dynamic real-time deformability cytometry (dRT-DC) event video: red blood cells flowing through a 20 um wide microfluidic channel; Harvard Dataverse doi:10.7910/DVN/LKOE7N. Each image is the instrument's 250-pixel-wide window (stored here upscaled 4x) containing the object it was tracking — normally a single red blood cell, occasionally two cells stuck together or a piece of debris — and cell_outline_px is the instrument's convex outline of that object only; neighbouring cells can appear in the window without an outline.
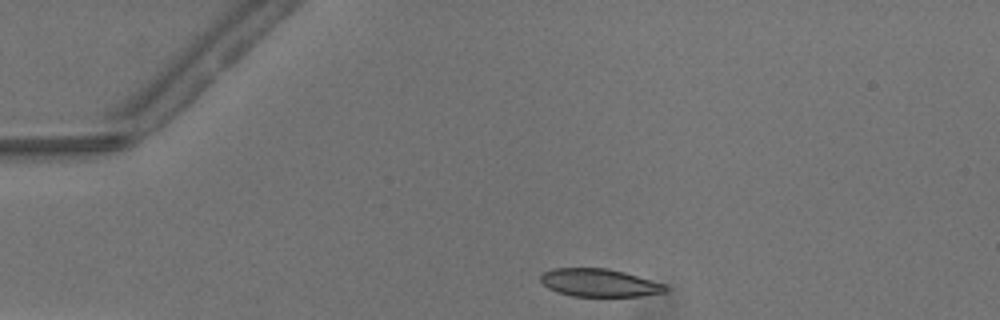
{"species": "common noctule bat (a hibernating species)", "species_latin": "Nyctalus noctula", "temperature_condition": "warm", "stored_images_in_passage": 29, "camera_frame_rate_fps": 3000, "um_per_image_px": 0.085, "animal": {"sex": "male", "body_mass_g": 13.3}, "frame": {"image": 1, "passage_image": 1, "time_ms": 0.0, "image_size_px": [1000, 320], "cell_outline_px": [[668, 288], [664, 292], [640, 296], [572, 296], [556, 292], [548, 288], [540, 280], [540, 276], [544, 272], [552, 268], [608, 268], [624, 272], [664, 284]], "centroid_in_image_um": [50.9, 24.03], "position_along_channel_um": 34.1, "area_um2": 20.17}}
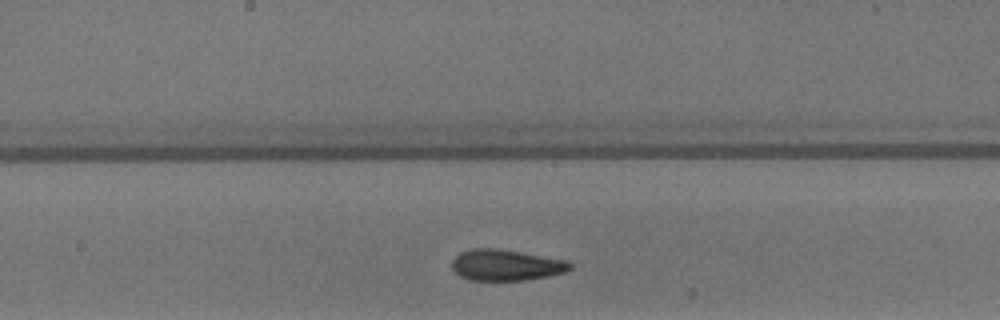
{"frame": {"image": 2, "passage_image": 17, "time_ms": 5.333, "image_size_px": [1000, 320], "cell_outline_px": [[572, 268], [564, 272], [548, 276], [524, 280], [468, 280], [460, 276], [452, 268], [452, 260], [460, 252], [472, 248], [500, 248], [568, 260], [572, 264]], "centroid_in_image_um": [43.01, 22.52], "position_along_channel_um": 205.2, "area_um2": 21.56}}
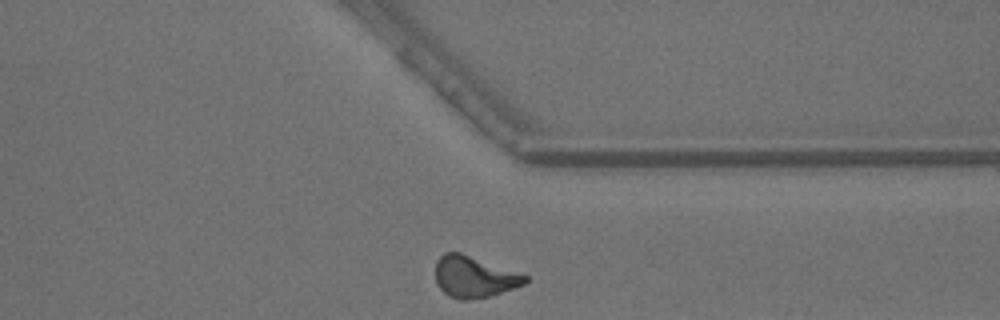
{"frame": {"image": 3, "passage_image": 29, "time_ms": 9.333, "image_size_px": [1000, 320], "cell_outline_px": [[528, 280], [524, 284], [488, 296], [468, 300], [460, 300], [448, 296], [436, 284], [436, 260], [444, 252], [460, 252], [528, 276]], "centroid_in_image_um": [40.25, 23.53], "position_along_channel_um": 371.2, "area_um2": 21.33}, "authors_computed_cell_mechanics": {"area_um2": 21.5016, "velocity_mm_per_s": 4.1759, "shape_relaxation_time_tau1_ms": 5.3153, "shape_relaxation_time_tau2_ms": 1.7037, "deformation_change_tau1": 0.1616, "deformation_change_tau2": 0.0784}}